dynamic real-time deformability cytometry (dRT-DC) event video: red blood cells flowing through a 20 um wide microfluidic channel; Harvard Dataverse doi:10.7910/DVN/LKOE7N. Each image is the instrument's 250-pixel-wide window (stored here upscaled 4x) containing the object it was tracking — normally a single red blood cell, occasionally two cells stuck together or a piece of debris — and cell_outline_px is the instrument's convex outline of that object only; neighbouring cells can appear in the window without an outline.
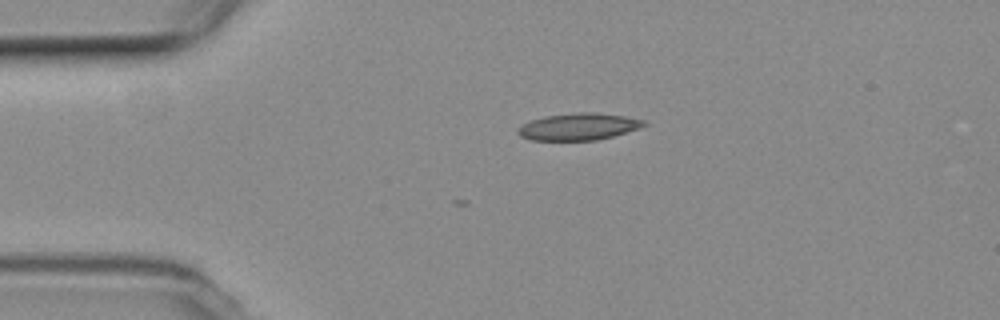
{"species": "common noctule bat (a hibernating species)", "species_latin": "Nyctalus noctula", "temperature_condition": "room temperature", "stored_images_in_passage": 8, "camera_frame_rate_fps": 3000, "um_per_image_px": 0.085, "animal": {"sex": "female", "body_mass_g": 19.3, "forearm_length_mm": 54.1}, "frame": {"image": 1, "passage_image": 1, "time_ms": 0.0, "image_size_px": [1000, 320], "cell_outline_px": [[648, 124], [640, 128], [612, 136], [596, 140], [532, 140], [520, 136], [516, 132], [524, 124], [532, 120], [544, 116], [580, 112], [596, 112], [624, 116], [648, 120]], "centroid_in_image_um": [49.23, 10.76], "position_along_channel_um": 35.8, "area_um2": 19.71}}
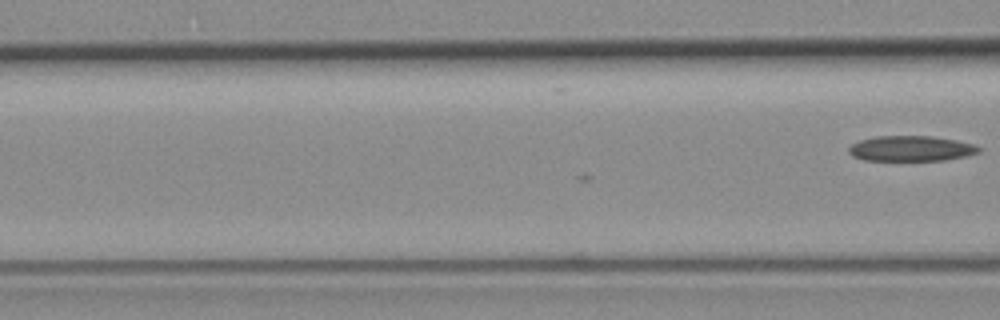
{"frame": {"image": 2, "passage_image": 8, "time_ms": 2.333, "image_size_px": [1000, 320], "cell_outline_px": [[984, 148], [980, 152], [968, 156], [944, 160], [864, 160], [852, 156], [848, 152], [848, 148], [852, 144], [860, 140], [876, 136], [932, 136], [956, 140], [972, 144]], "centroid_in_image_um": [77.46, 12.62], "position_along_channel_um": 89.1, "area_um2": 19.31}}